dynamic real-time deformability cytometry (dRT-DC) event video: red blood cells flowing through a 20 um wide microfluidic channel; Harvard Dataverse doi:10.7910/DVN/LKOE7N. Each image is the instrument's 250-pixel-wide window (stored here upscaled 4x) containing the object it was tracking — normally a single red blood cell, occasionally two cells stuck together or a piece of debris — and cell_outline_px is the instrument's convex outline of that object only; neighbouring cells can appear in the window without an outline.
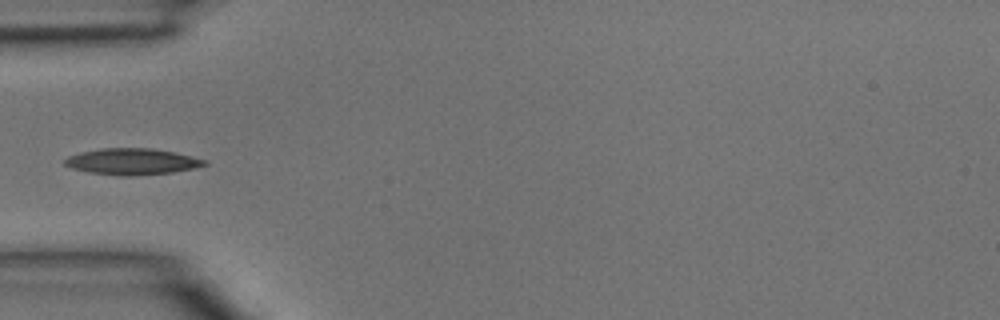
{"species": "common noctule bat (a hibernating species)", "species_latin": "Nyctalus noctula", "temperature_condition": "room temperature", "stored_images_in_passage": 32, "camera_frame_rate_fps": 3000, "um_per_image_px": 0.085, "animal": {"sex": "male", "body_mass_g": 15.6}, "frame": {"image": 1, "passage_image": 1, "time_ms": 0.0, "image_size_px": [1000, 320], "cell_outline_px": [[208, 164], [192, 168], [172, 172], [128, 176], [120, 176], [88, 172], [72, 168], [64, 164], [64, 160], [68, 156], [80, 152], [100, 148], [152, 148], [176, 152], [208, 160]], "centroid_in_image_um": [11.22, 13.72], "position_along_channel_um": 73.8, "area_um2": 21.44}}
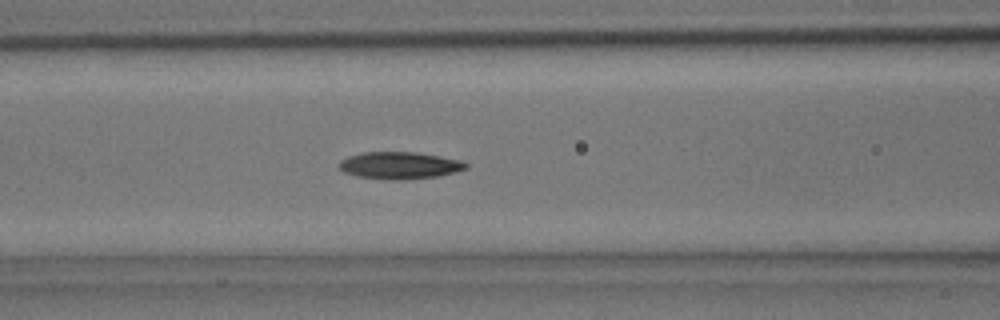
{"frame": {"image": 2, "passage_image": 5, "time_ms": 1.333, "image_size_px": [1000, 320], "cell_outline_px": [[468, 168], [456, 172], [440, 176], [404, 180], [392, 180], [356, 176], [344, 172], [340, 168], [340, 160], [348, 156], [364, 152], [416, 152], [440, 156], [460, 160], [468, 164]], "centroid_in_image_um": [33.99, 14.06], "position_along_channel_um": 132.6, "area_um2": 20.11}}
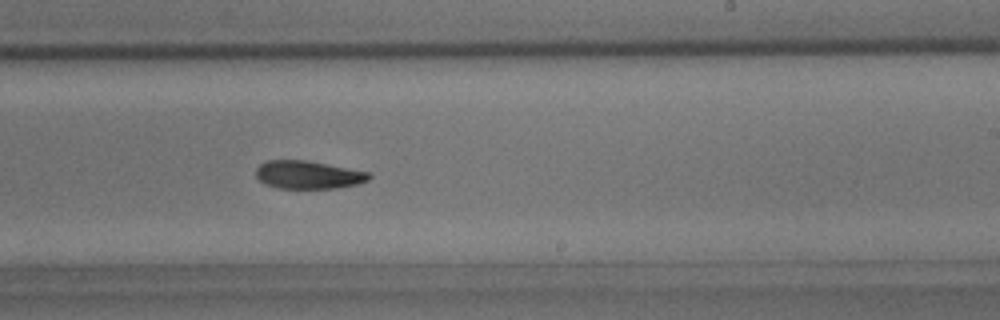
{"frame": {"image": 3, "passage_image": 14, "time_ms": 4.333, "image_size_px": [1000, 320], "cell_outline_px": [[372, 176], [368, 180], [356, 184], [336, 188], [276, 188], [264, 184], [256, 176], [256, 168], [260, 164], [268, 160], [308, 160], [372, 172]], "centroid_in_image_um": [26.21, 14.85], "position_along_channel_um": 262.8, "area_um2": 18.67}}